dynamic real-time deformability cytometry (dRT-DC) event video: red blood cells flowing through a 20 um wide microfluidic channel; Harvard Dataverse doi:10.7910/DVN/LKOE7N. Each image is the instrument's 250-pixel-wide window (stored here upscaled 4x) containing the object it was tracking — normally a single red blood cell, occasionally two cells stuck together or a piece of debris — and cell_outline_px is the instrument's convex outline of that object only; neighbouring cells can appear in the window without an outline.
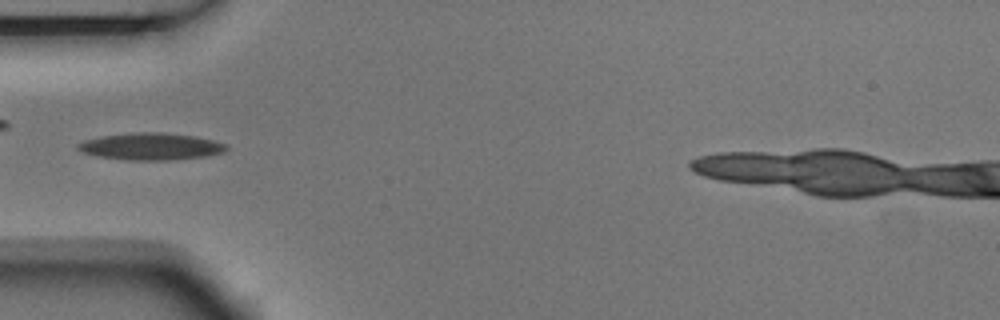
{"species": "Egyptian fruit bat (a non-hibernating species)", "species_latin": "Rousettus aegyptiacus", "temperature_condition": "room temperature", "stored_images_in_passage": 6, "camera_frame_rate_fps": 3000, "um_per_image_px": 0.085, "animal": {"sex": "male"}, "frame": {"image": 1, "passage_image": 6, "time_ms": 1.667, "image_size_px": [1000, 320], "cell_outline_px": [[228, 148], [224, 152], [208, 156], [172, 160], [128, 160], [96, 156], [84, 152], [76, 148], [76, 144], [84, 140], [100, 136], [136, 132], [160, 132], [192, 136], [212, 140], [224, 144]], "centroid_in_image_um": [12.79, 12.45], "position_along_channel_um": 72.2, "area_um2": 23.29}}